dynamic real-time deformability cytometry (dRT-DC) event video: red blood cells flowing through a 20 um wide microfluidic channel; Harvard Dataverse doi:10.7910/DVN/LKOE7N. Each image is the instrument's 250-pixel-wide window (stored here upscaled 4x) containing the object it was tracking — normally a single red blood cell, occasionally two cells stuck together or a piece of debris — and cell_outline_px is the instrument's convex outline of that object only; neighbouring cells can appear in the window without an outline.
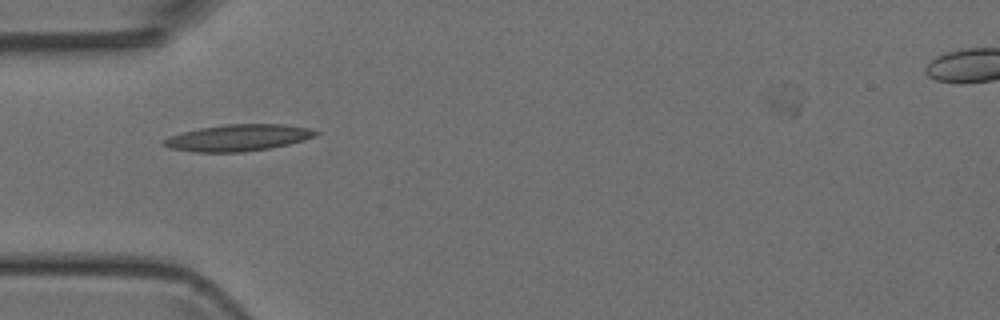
{"species": "Egyptian fruit bat (a non-hibernating species)", "species_latin": "Rousettus aegyptiacus", "temperature_condition": "room temperature", "stored_images_in_passage": 3, "camera_frame_rate_fps": 3000, "um_per_image_px": 0.085, "animal": {"sex": "female"}, "frame": {"image": 1, "passage_image": 1, "time_ms": 0.0, "image_size_px": [1000, 320], "cell_outline_px": [[320, 132], [316, 136], [304, 140], [272, 148], [244, 152], [192, 152], [168, 148], [160, 144], [160, 140], [168, 136], [200, 128], [224, 124], [284, 124], [308, 128]], "centroid_in_image_um": [20.19, 11.71], "position_along_channel_um": 64.8, "area_um2": 23.81}}
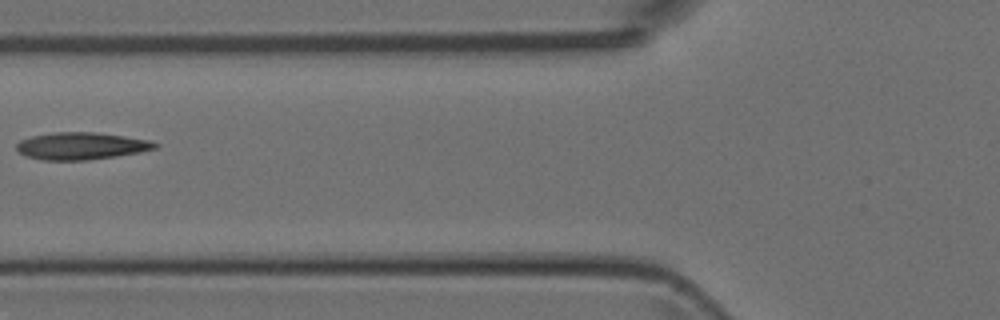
{"frame": {"image": 2, "passage_image": 2, "time_ms": 1.333, "image_size_px": [1000, 320], "cell_outline_px": [[160, 144], [156, 148], [140, 152], [88, 160], [44, 160], [28, 156], [20, 152], [16, 148], [16, 144], [20, 140], [32, 136], [56, 132], [96, 132], [124, 136], [148, 140]], "centroid_in_image_um": [6.91, 12.4], "position_along_channel_um": 118.9, "area_um2": 21.73}}
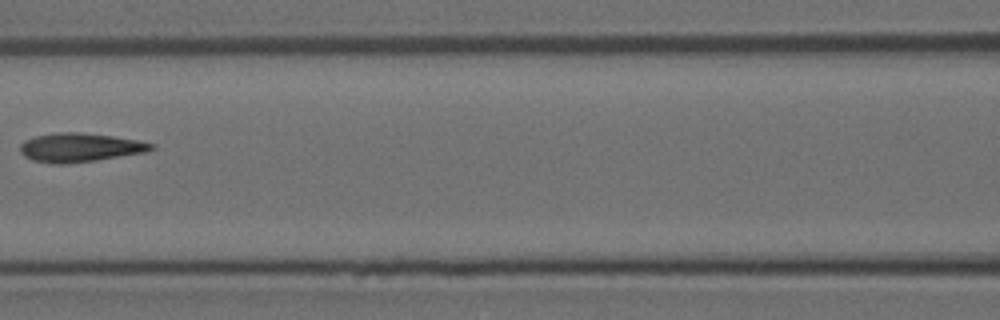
{"frame": {"image": 3, "passage_image": 3, "time_ms": 2.333, "image_size_px": [1000, 320], "cell_outline_px": [[156, 148], [144, 152], [96, 160], [64, 164], [52, 164], [32, 160], [24, 156], [20, 152], [20, 144], [24, 140], [36, 136], [56, 132], [80, 132], [112, 136], [136, 140], [156, 144]], "centroid_in_image_um": [6.76, 12.53], "position_along_channel_um": 159.8, "area_um2": 22.02}}